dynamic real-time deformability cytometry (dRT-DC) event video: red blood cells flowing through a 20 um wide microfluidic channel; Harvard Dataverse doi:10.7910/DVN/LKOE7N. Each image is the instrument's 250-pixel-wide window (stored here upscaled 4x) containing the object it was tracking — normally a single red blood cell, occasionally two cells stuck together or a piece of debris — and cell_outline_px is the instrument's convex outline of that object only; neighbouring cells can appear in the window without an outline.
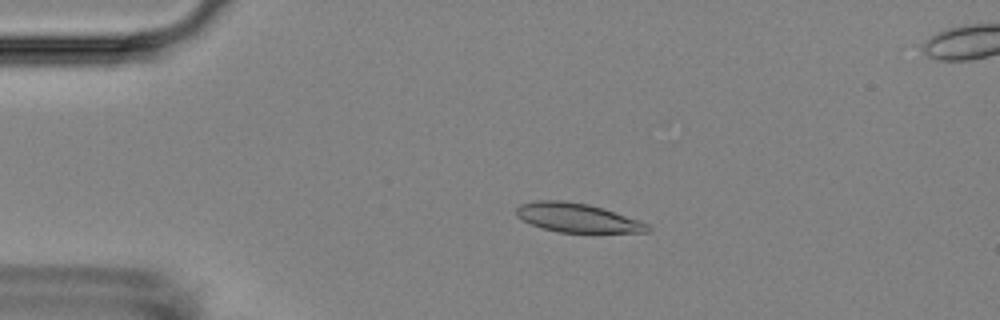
{"species": "Egyptian fruit bat (a non-hibernating species)", "species_latin": "Rousettus aegyptiacus", "temperature_condition": "room temperature", "stored_images_in_passage": 6, "camera_frame_rate_fps": 3000, "um_per_image_px": 0.085, "animal": {"sex": "female"}, "frame": {"image": 1, "passage_image": 4, "time_ms": 3.667, "image_size_px": [1000, 320], "cell_outline_px": [[652, 228], [648, 232], [556, 232], [540, 228], [516, 216], [516, 208], [520, 204], [532, 200], [564, 200], [588, 204], [648, 224]], "centroid_in_image_um": [48.98, 18.5], "position_along_channel_um": 36.0, "area_um2": 21.91}}